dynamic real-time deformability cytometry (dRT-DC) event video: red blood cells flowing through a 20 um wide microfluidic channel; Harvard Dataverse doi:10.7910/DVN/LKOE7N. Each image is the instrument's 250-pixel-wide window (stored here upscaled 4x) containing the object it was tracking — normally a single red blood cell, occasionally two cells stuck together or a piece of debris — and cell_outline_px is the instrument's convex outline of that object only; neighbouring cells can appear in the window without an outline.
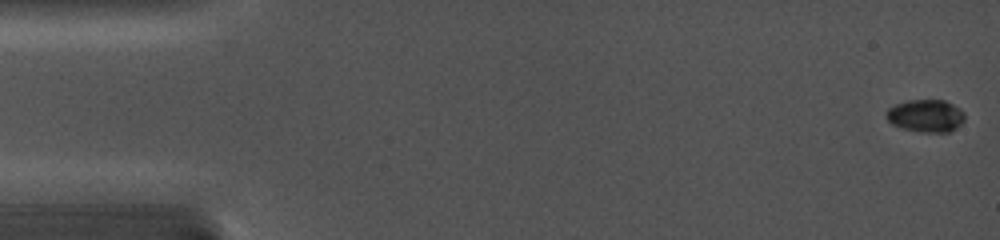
{"species": "common noctule bat (a hibernating species)", "species_latin": "Nyctalus noctula", "temperature_condition": "cold", "stored_images_in_passage": 24, "camera_frame_rate_fps": 5000, "um_per_image_px": 0.085, "animal": {"sex": "female", "body_mass_g": 19.0, "forearm_length_mm": 56.7}, "frame": {"image": 1, "passage_image": 1, "time_ms": 0.0, "image_size_px": [1000, 240], "cell_outline_px": [[964, 120], [956, 128], [948, 132], [920, 132], [900, 128], [892, 124], [888, 120], [888, 108], [896, 104], [908, 100], [944, 100], [960, 108], [964, 112]], "centroid_in_image_um": [78.71, 9.84], "position_along_channel_um": 6.3, "area_um2": 14.8}}
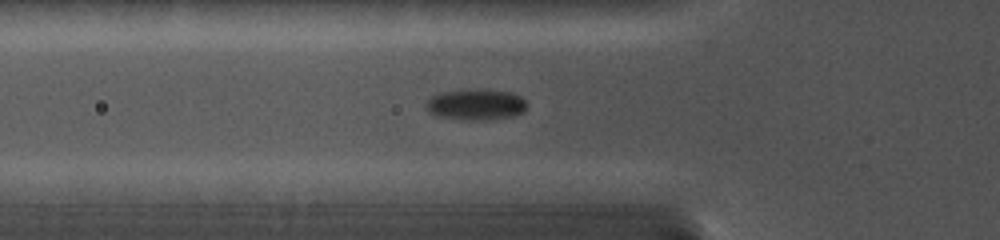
{"frame": {"image": 2, "passage_image": 17, "time_ms": 5.6, "image_size_px": [1000, 240], "cell_outline_px": [[524, 112], [512, 116], [492, 120], [468, 120], [436, 116], [428, 112], [424, 104], [432, 96], [440, 92], [468, 88], [484, 88], [512, 92], [520, 96], [524, 100]], "centroid_in_image_um": [40.41, 8.86], "position_along_channel_um": 85.4, "area_um2": 18.67}}
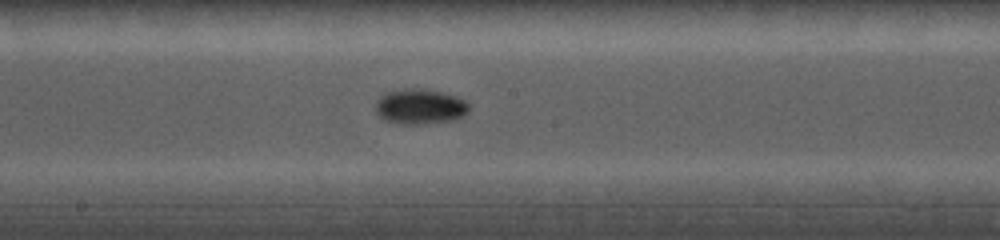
{"frame": {"image": 3, "passage_image": 24, "time_ms": 8.8, "image_size_px": [1000, 240], "cell_outline_px": [[468, 112], [464, 116], [452, 120], [420, 124], [404, 124], [384, 120], [376, 112], [376, 100], [384, 92], [404, 88], [420, 88], [440, 92], [456, 96], [464, 100], [468, 104]], "centroid_in_image_um": [35.67, 9.04], "position_along_channel_um": 212.5, "area_um2": 19.19}}